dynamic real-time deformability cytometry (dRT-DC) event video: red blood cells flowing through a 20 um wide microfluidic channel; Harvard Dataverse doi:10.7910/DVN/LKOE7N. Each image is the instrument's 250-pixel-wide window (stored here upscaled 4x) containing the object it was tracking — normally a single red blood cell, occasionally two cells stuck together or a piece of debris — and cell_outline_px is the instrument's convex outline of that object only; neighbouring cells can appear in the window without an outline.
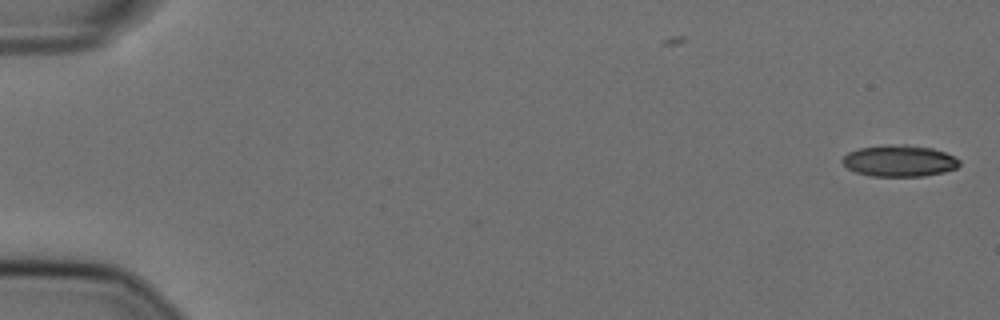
{"species": "Egyptian fruit bat (a non-hibernating species)", "species_latin": "Rousettus aegyptiacus", "temperature_condition": "cold", "stored_images_in_passage": 56, "camera_frame_rate_fps": 3000, "um_per_image_px": 0.085, "animal": {"sex": "female"}, "frame": {"image": 1, "passage_image": 1, "time_ms": 0.0, "image_size_px": [1000, 320], "cell_outline_px": [[960, 164], [956, 168], [944, 172], [924, 176], [872, 176], [856, 172], [848, 168], [840, 160], [848, 152], [860, 148], [904, 144], [932, 148], [944, 152], [960, 160]], "centroid_in_image_um": [76.45, 13.68], "position_along_channel_um": 8.5, "area_um2": 21.21}}
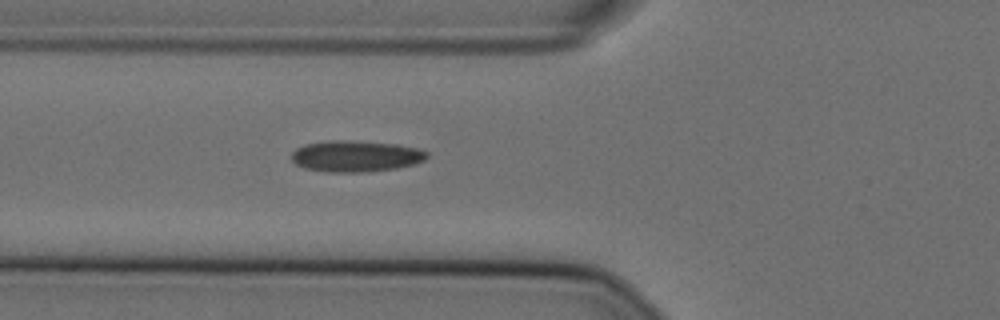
{"frame": {"image": 2, "passage_image": 21, "time_ms": 6.667, "image_size_px": [1000, 320], "cell_outline_px": [[428, 156], [424, 160], [412, 164], [396, 168], [364, 172], [328, 172], [304, 168], [296, 164], [292, 160], [292, 152], [296, 148], [304, 144], [328, 140], [348, 140], [396, 144], [416, 148], [428, 152]], "centroid_in_image_um": [30.2, 13.27], "position_along_channel_um": 95.6, "area_um2": 24.62}}
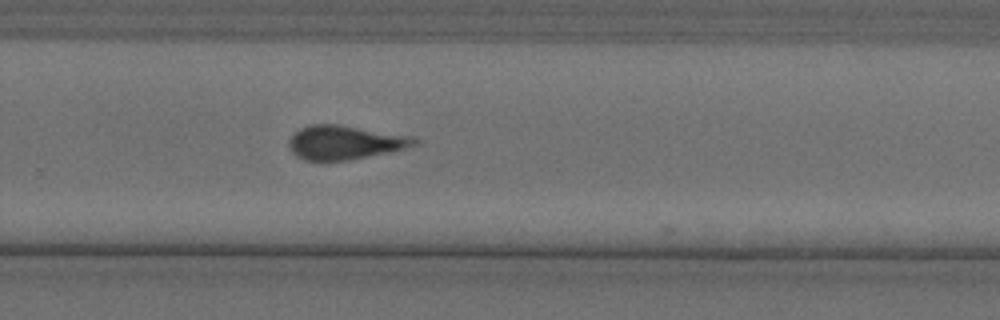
{"frame": {"image": 3, "passage_image": 38, "time_ms": 12.333, "image_size_px": [1000, 320], "cell_outline_px": [[420, 140], [416, 144], [392, 152], [348, 160], [304, 160], [296, 156], [292, 152], [288, 144], [288, 140], [300, 128], [308, 124], [336, 124], [412, 136]], "centroid_in_image_um": [29.3, 12.11], "position_along_channel_um": 300.5, "area_um2": 24.74}, "authors_computed_cell_mechanics": {"area_um2": 23.9292, "velocity_mm_per_s": 3.6245, "shape_relaxation_time_tau1_ms": null, "shape_relaxation_time_tau2_ms": 4.3895, "deformation_change_tau1": null, "deformation_change_tau2": 0.1268}}